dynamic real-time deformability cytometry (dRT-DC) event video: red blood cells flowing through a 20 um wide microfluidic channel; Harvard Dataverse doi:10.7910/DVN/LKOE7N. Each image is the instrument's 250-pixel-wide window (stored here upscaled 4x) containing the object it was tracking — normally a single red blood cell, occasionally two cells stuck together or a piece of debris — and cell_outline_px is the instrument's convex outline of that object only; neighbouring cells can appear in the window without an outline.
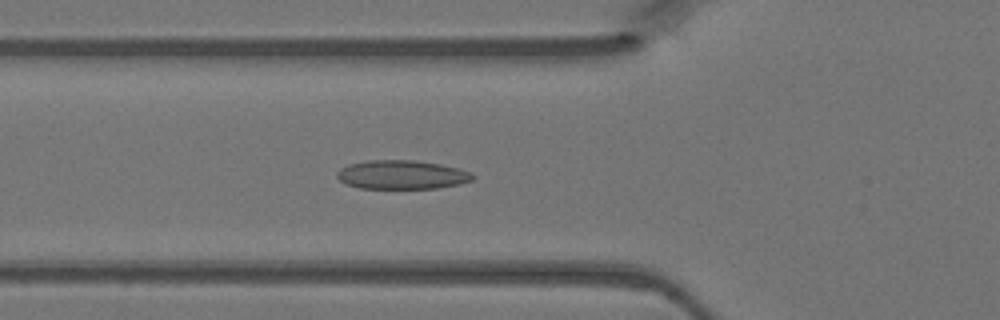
{"species": "Egyptian fruit bat (a non-hibernating species)", "species_latin": "Rousettus aegyptiacus", "temperature_condition": "warm", "stored_images_in_passage": 47, "camera_frame_rate_fps": 3000, "um_per_image_px": 0.085, "animal": {"sex": "female"}, "frame": {"image": 1, "passage_image": 17, "time_ms": 5.333, "image_size_px": [1000, 320], "cell_outline_px": [[476, 176], [472, 180], [456, 184], [436, 188], [360, 188], [348, 184], [340, 180], [336, 176], [336, 172], [340, 168], [348, 164], [368, 160], [412, 160], [440, 164], [472, 172]], "centroid_in_image_um": [34.13, 14.84], "position_along_channel_um": 91.7, "area_um2": 22.66}}
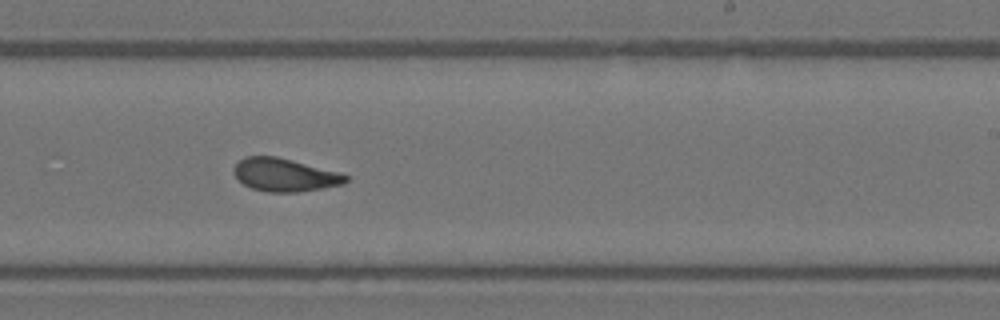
{"frame": {"image": 2, "passage_image": 29, "time_ms": 9.333, "image_size_px": [1000, 320], "cell_outline_px": [[348, 180], [344, 184], [324, 188], [296, 192], [268, 192], [252, 188], [244, 184], [232, 172], [232, 168], [244, 156], [276, 156], [340, 172], [348, 176]], "centroid_in_image_um": [24.2, 14.86], "position_along_channel_um": 264.8, "area_um2": 21.56}}
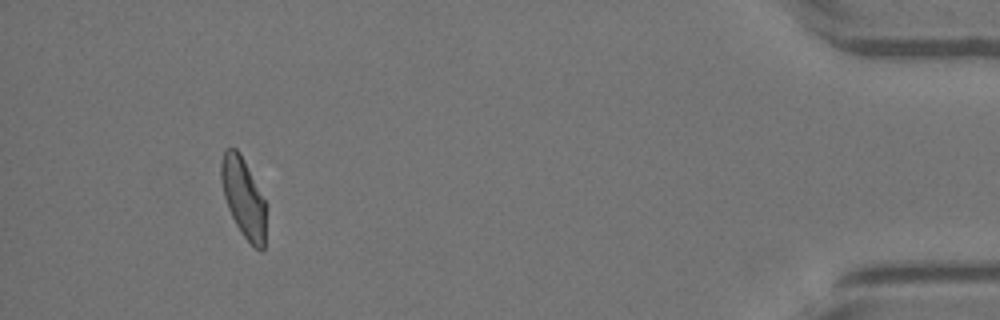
{"frame": {"image": 3, "passage_image": 44, "time_ms": 14.333, "image_size_px": [1000, 320], "cell_outline_px": [[264, 248], [260, 252], [240, 232], [228, 208], [224, 196], [220, 180], [220, 160], [224, 152], [228, 148], [236, 148], [240, 152], [264, 200]], "centroid_in_image_um": [20.64, 16.76], "position_along_channel_um": 414.6, "area_um2": 20.29}}